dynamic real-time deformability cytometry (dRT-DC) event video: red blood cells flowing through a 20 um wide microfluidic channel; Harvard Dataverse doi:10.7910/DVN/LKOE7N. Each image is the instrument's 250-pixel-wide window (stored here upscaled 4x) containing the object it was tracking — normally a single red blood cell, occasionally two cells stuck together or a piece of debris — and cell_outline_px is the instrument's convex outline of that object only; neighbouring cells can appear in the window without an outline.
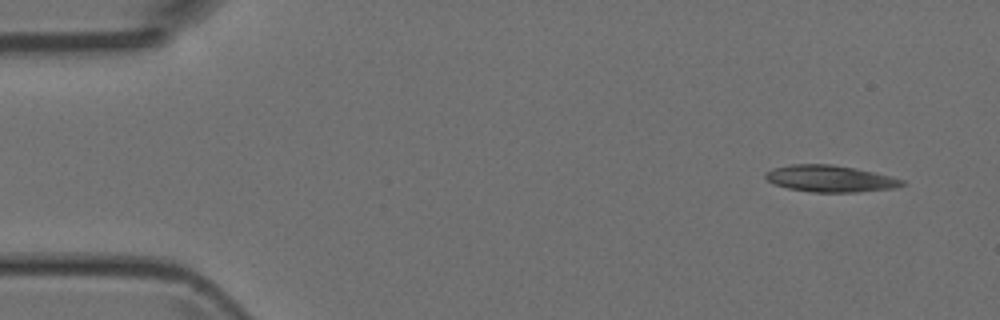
{"species": "Egyptian fruit bat (a non-hibernating species)", "species_latin": "Rousettus aegyptiacus", "temperature_condition": "room temperature", "stored_images_in_passage": 4, "segment_of_instrument_passage": [2, 2], "camera_frame_rate_fps": 3000, "um_per_image_px": 0.085, "animal": {"sex": "female"}, "frame": {"image": 1, "passage_image": 4, "time_ms": 4.333, "image_size_px": [1000, 320], "cell_outline_px": [[904, 184], [896, 188], [856, 192], [812, 192], [788, 188], [776, 184], [768, 180], [764, 176], [764, 172], [772, 168], [792, 164], [832, 164], [856, 168], [904, 180]], "centroid_in_image_um": [70.53, 15.18], "position_along_channel_um": 14.5, "area_um2": 21.1}}